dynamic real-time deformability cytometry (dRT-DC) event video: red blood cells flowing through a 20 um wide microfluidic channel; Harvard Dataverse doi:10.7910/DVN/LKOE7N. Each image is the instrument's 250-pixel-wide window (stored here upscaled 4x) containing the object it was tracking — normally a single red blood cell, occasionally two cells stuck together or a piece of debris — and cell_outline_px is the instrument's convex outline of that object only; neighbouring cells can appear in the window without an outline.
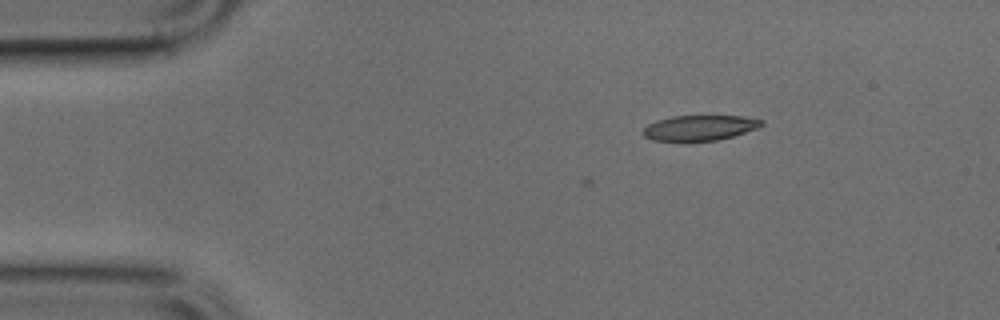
{"species": "common noctule bat (a hibernating species)", "species_latin": "Nyctalus noctula", "temperature_condition": "cold", "stored_images_in_passage": 4, "camera_frame_rate_fps": 3000, "um_per_image_px": 0.085, "animal": {"sex": "male", "body_mass_g": 17.9, "forearm_length_mm": 54.2}, "frame": {"image": 1, "passage_image": 1, "time_ms": 0.0, "image_size_px": [1000, 320], "cell_outline_px": [[764, 124], [760, 128], [732, 136], [716, 140], [688, 144], [684, 144], [652, 140], [644, 136], [640, 132], [648, 124], [656, 120], [672, 116], [744, 116], [764, 120]], "centroid_in_image_um": [59.42, 10.91], "position_along_channel_um": 25.6, "area_um2": 18.38}}